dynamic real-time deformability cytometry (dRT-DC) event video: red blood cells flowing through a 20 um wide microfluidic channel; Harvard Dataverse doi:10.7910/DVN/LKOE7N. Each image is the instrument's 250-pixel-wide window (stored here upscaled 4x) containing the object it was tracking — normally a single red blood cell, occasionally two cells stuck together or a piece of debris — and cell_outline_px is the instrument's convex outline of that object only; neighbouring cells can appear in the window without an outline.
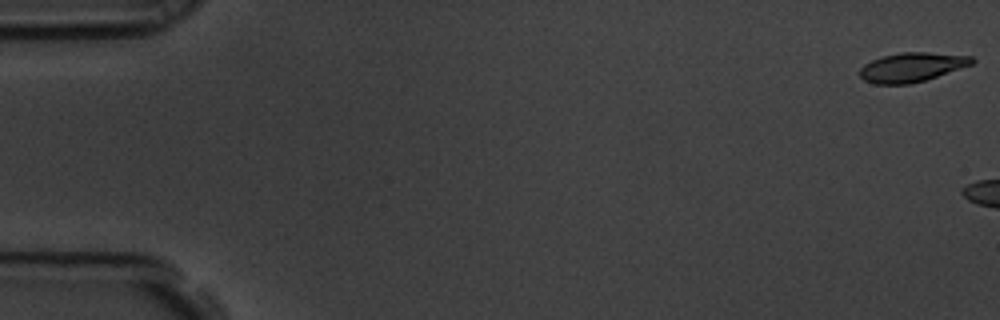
{"species": "common noctule bat (a hibernating species)", "species_latin": "Nyctalus noctula", "temperature_condition": "room temperature", "stored_images_in_passage": 6, "camera_frame_rate_fps": 3000, "um_per_image_px": 0.085, "animal": {"sex": "male", "body_mass_g": 19.5, "forearm_length_mm": 54.6}, "frame": {"image": 1, "passage_image": 1, "time_ms": 0.0, "image_size_px": [1000, 320], "cell_outline_px": [[976, 60], [972, 64], [924, 80], [908, 84], [872, 84], [864, 80], [860, 76], [860, 68], [864, 64], [872, 60], [884, 56], [900, 52], [928, 52], [972, 56]], "centroid_in_image_um": [77.48, 5.7], "position_along_channel_um": 7.5, "area_um2": 18.96}}